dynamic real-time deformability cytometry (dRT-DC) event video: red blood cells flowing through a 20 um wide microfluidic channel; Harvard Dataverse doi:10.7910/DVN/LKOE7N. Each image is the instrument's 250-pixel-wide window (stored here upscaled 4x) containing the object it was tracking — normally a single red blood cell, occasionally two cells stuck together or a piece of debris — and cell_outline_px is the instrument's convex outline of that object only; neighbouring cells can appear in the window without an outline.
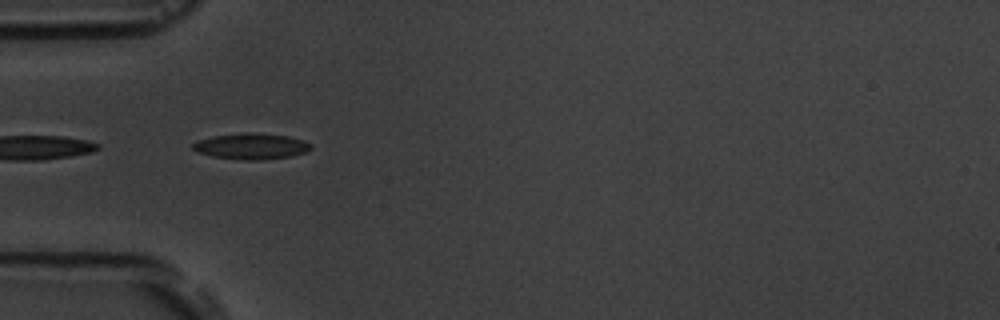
{"species": "common noctule bat (a hibernating species)", "species_latin": "Nyctalus noctula", "temperature_condition": "room temperature", "stored_images_in_passage": 11, "camera_frame_rate_fps": 3000, "um_per_image_px": 0.085, "animal": {"sex": "male", "body_mass_g": 19.5, "forearm_length_mm": 54.6}, "frame": {"image": 1, "passage_image": 5, "time_ms": 5.333, "image_size_px": [1000, 320], "cell_outline_px": [[312, 148], [304, 152], [292, 156], [256, 160], [244, 160], [212, 156], [196, 152], [192, 148], [192, 144], [196, 140], [212, 136], [244, 132], [288, 136], [304, 140], [312, 144]], "centroid_in_image_um": [21.32, 12.43], "position_along_channel_um": 63.7, "area_um2": 17.86}}
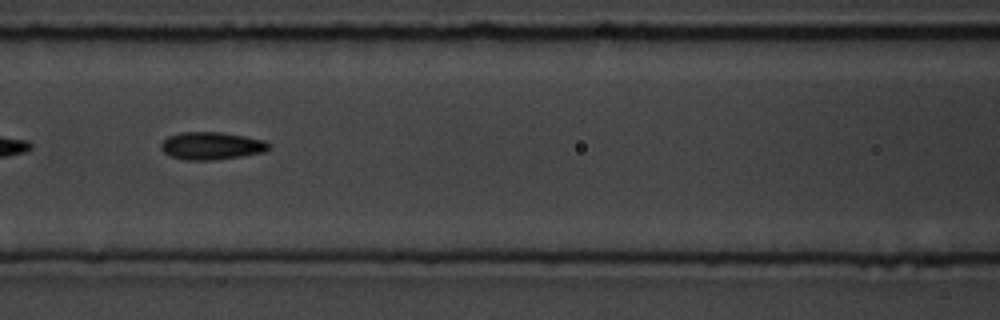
{"frame": {"image": 2, "passage_image": 7, "time_ms": 7.667, "image_size_px": [1000, 320], "cell_outline_px": [[272, 144], [264, 152], [240, 156], [212, 160], [184, 160], [172, 156], [164, 152], [160, 148], [160, 144], [168, 136], [180, 132], [220, 132], [244, 136], [264, 140]], "centroid_in_image_um": [17.96, 12.39], "position_along_channel_um": 148.6, "area_um2": 17.28}}
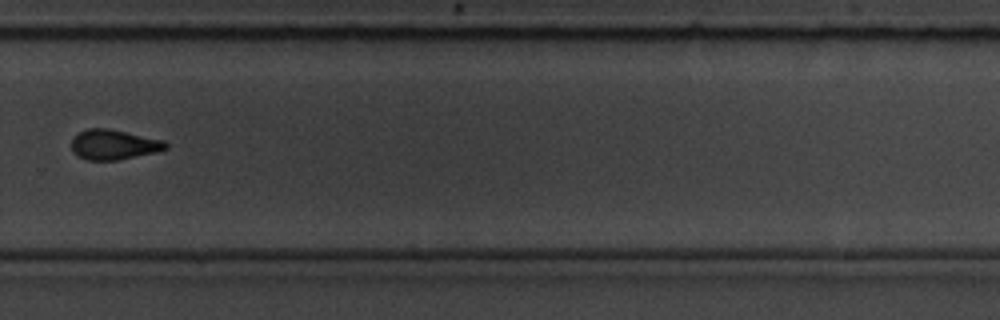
{"frame": {"image": 3, "passage_image": 11, "time_ms": 12.333, "image_size_px": [1000, 320], "cell_outline_px": [[168, 148], [156, 152], [116, 160], [88, 160], [72, 152], [72, 140], [80, 132], [88, 128], [108, 128], [164, 140], [168, 144]], "centroid_in_image_um": [9.69, 12.29], "position_along_channel_um": 320.1, "area_um2": 16.3}}